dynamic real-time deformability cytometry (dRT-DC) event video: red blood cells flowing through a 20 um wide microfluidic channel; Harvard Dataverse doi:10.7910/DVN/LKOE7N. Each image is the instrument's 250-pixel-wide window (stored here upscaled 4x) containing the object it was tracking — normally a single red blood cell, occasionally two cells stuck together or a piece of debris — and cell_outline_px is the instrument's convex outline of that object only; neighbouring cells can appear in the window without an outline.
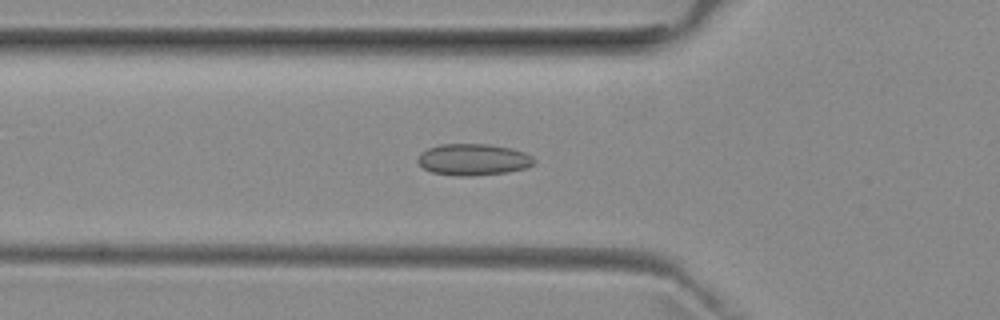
{"species": "common noctule bat (a hibernating species)", "species_latin": "Nyctalus noctula", "temperature_condition": "room temperature", "stored_images_in_passage": 51, "camera_frame_rate_fps": 3000, "um_per_image_px": 0.085, "animal": {"sex": "female", "body_mass_g": 29.2, "forearm_length_mm": 56.3}, "frame": {"image": 1, "passage_image": 17, "time_ms": 5.333, "image_size_px": [1000, 320], "cell_outline_px": [[536, 160], [532, 164], [524, 168], [508, 172], [472, 176], [456, 176], [432, 172], [424, 168], [416, 160], [420, 152], [428, 148], [440, 144], [488, 144], [512, 148], [524, 152], [532, 156]], "centroid_in_image_um": [40.21, 13.56], "position_along_channel_um": 85.6, "area_um2": 21.44}}
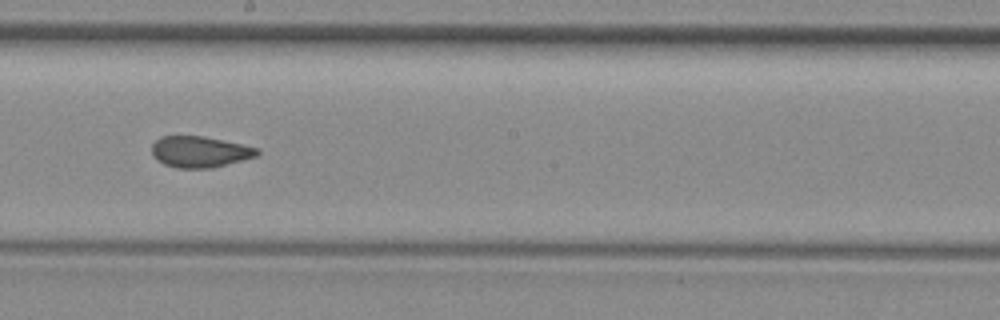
{"frame": {"image": 2, "passage_image": 28, "time_ms": 9.0, "image_size_px": [1000, 320], "cell_outline_px": [[260, 152], [256, 156], [212, 168], [176, 168], [164, 164], [156, 160], [152, 156], [152, 144], [160, 136], [204, 136], [260, 148]], "centroid_in_image_um": [16.96, 12.9], "position_along_channel_um": 231.2, "area_um2": 19.19}}
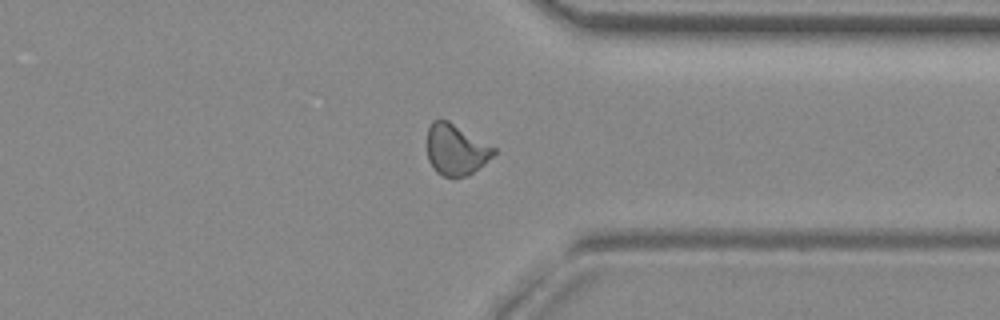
{"frame": {"image": 3, "passage_image": 39, "time_ms": 12.667, "image_size_px": [1000, 320], "cell_outline_px": [[496, 152], [484, 164], [468, 176], [452, 180], [436, 172], [432, 168], [428, 160], [428, 128], [432, 120], [448, 120], [496, 148]], "centroid_in_image_um": [38.74, 12.76], "position_along_channel_um": 372.7, "area_um2": 20.0}, "authors_computed_cell_mechanics": {"area_um2": 19.941, "velocity_mm_per_s": 3.9622, "shape_relaxation_time_tau1_ms": null, "shape_relaxation_time_tau2_ms": 1.3166, "deformation_change_tau1": null, "deformation_change_tau2": 0.0825}}